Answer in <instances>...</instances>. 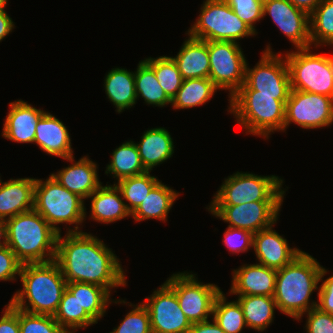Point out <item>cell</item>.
Wrapping results in <instances>:
<instances>
[{"instance_id": "cell-18", "label": "cell", "mask_w": 333, "mask_h": 333, "mask_svg": "<svg viewBox=\"0 0 333 333\" xmlns=\"http://www.w3.org/2000/svg\"><path fill=\"white\" fill-rule=\"evenodd\" d=\"M63 160L71 162V165L50 174L70 192L86 200L103 184L99 180L98 164L90 160V157L83 156L76 161L74 156H72Z\"/></svg>"}, {"instance_id": "cell-6", "label": "cell", "mask_w": 333, "mask_h": 333, "mask_svg": "<svg viewBox=\"0 0 333 333\" xmlns=\"http://www.w3.org/2000/svg\"><path fill=\"white\" fill-rule=\"evenodd\" d=\"M34 209L58 234L62 231L60 224H66V233L82 232L87 217L85 200L63 187L51 174L45 180L36 178Z\"/></svg>"}, {"instance_id": "cell-3", "label": "cell", "mask_w": 333, "mask_h": 333, "mask_svg": "<svg viewBox=\"0 0 333 333\" xmlns=\"http://www.w3.org/2000/svg\"><path fill=\"white\" fill-rule=\"evenodd\" d=\"M19 279L23 288L9 303L28 313L54 316L67 284L58 263L22 264Z\"/></svg>"}, {"instance_id": "cell-12", "label": "cell", "mask_w": 333, "mask_h": 333, "mask_svg": "<svg viewBox=\"0 0 333 333\" xmlns=\"http://www.w3.org/2000/svg\"><path fill=\"white\" fill-rule=\"evenodd\" d=\"M271 44L262 51L253 68L246 64L245 83L238 90H256L258 94L289 95L291 91L286 58L281 52H273Z\"/></svg>"}, {"instance_id": "cell-15", "label": "cell", "mask_w": 333, "mask_h": 333, "mask_svg": "<svg viewBox=\"0 0 333 333\" xmlns=\"http://www.w3.org/2000/svg\"><path fill=\"white\" fill-rule=\"evenodd\" d=\"M149 311L152 333H187L192 323L180 308L175 291L164 282L142 302Z\"/></svg>"}, {"instance_id": "cell-38", "label": "cell", "mask_w": 333, "mask_h": 333, "mask_svg": "<svg viewBox=\"0 0 333 333\" xmlns=\"http://www.w3.org/2000/svg\"><path fill=\"white\" fill-rule=\"evenodd\" d=\"M115 304H128L132 309L126 313L124 318L109 333H152L150 314L146 306L140 302L138 304L128 303L125 299H113Z\"/></svg>"}, {"instance_id": "cell-24", "label": "cell", "mask_w": 333, "mask_h": 333, "mask_svg": "<svg viewBox=\"0 0 333 333\" xmlns=\"http://www.w3.org/2000/svg\"><path fill=\"white\" fill-rule=\"evenodd\" d=\"M182 43L177 55L171 56L183 79L209 78L208 41L191 37Z\"/></svg>"}, {"instance_id": "cell-20", "label": "cell", "mask_w": 333, "mask_h": 333, "mask_svg": "<svg viewBox=\"0 0 333 333\" xmlns=\"http://www.w3.org/2000/svg\"><path fill=\"white\" fill-rule=\"evenodd\" d=\"M45 110L37 109L22 99L9 103L2 137L17 143H34L36 126Z\"/></svg>"}, {"instance_id": "cell-42", "label": "cell", "mask_w": 333, "mask_h": 333, "mask_svg": "<svg viewBox=\"0 0 333 333\" xmlns=\"http://www.w3.org/2000/svg\"><path fill=\"white\" fill-rule=\"evenodd\" d=\"M306 315L305 332L306 333H333V316L321 311L318 307L310 309L302 314L297 320L301 321Z\"/></svg>"}, {"instance_id": "cell-47", "label": "cell", "mask_w": 333, "mask_h": 333, "mask_svg": "<svg viewBox=\"0 0 333 333\" xmlns=\"http://www.w3.org/2000/svg\"><path fill=\"white\" fill-rule=\"evenodd\" d=\"M15 22L12 20L5 9H0V42L3 41L15 28Z\"/></svg>"}, {"instance_id": "cell-34", "label": "cell", "mask_w": 333, "mask_h": 333, "mask_svg": "<svg viewBox=\"0 0 333 333\" xmlns=\"http://www.w3.org/2000/svg\"><path fill=\"white\" fill-rule=\"evenodd\" d=\"M309 24L311 46L333 48V0H322L309 15Z\"/></svg>"}, {"instance_id": "cell-10", "label": "cell", "mask_w": 333, "mask_h": 333, "mask_svg": "<svg viewBox=\"0 0 333 333\" xmlns=\"http://www.w3.org/2000/svg\"><path fill=\"white\" fill-rule=\"evenodd\" d=\"M196 276L192 271L177 272L165 281L175 291L180 308L191 323L212 318L215 299L222 291L216 284L198 281Z\"/></svg>"}, {"instance_id": "cell-14", "label": "cell", "mask_w": 333, "mask_h": 333, "mask_svg": "<svg viewBox=\"0 0 333 333\" xmlns=\"http://www.w3.org/2000/svg\"><path fill=\"white\" fill-rule=\"evenodd\" d=\"M283 201H255L242 205L207 206L209 213L228 227L247 230L253 234L277 223Z\"/></svg>"}, {"instance_id": "cell-9", "label": "cell", "mask_w": 333, "mask_h": 333, "mask_svg": "<svg viewBox=\"0 0 333 333\" xmlns=\"http://www.w3.org/2000/svg\"><path fill=\"white\" fill-rule=\"evenodd\" d=\"M199 16L185 34L205 41L239 40L257 33L243 22L224 0H204Z\"/></svg>"}, {"instance_id": "cell-13", "label": "cell", "mask_w": 333, "mask_h": 333, "mask_svg": "<svg viewBox=\"0 0 333 333\" xmlns=\"http://www.w3.org/2000/svg\"><path fill=\"white\" fill-rule=\"evenodd\" d=\"M302 129H320L333 124V98L291 89L285 108L284 130L290 124Z\"/></svg>"}, {"instance_id": "cell-40", "label": "cell", "mask_w": 333, "mask_h": 333, "mask_svg": "<svg viewBox=\"0 0 333 333\" xmlns=\"http://www.w3.org/2000/svg\"><path fill=\"white\" fill-rule=\"evenodd\" d=\"M235 14L256 33L255 25L263 20V0H224Z\"/></svg>"}, {"instance_id": "cell-16", "label": "cell", "mask_w": 333, "mask_h": 333, "mask_svg": "<svg viewBox=\"0 0 333 333\" xmlns=\"http://www.w3.org/2000/svg\"><path fill=\"white\" fill-rule=\"evenodd\" d=\"M269 15L294 49L311 47L309 14L289 0H263V17Z\"/></svg>"}, {"instance_id": "cell-44", "label": "cell", "mask_w": 333, "mask_h": 333, "mask_svg": "<svg viewBox=\"0 0 333 333\" xmlns=\"http://www.w3.org/2000/svg\"><path fill=\"white\" fill-rule=\"evenodd\" d=\"M328 272L323 266L321 267L320 282L322 283L317 291V307L333 316V275L324 278Z\"/></svg>"}, {"instance_id": "cell-7", "label": "cell", "mask_w": 333, "mask_h": 333, "mask_svg": "<svg viewBox=\"0 0 333 333\" xmlns=\"http://www.w3.org/2000/svg\"><path fill=\"white\" fill-rule=\"evenodd\" d=\"M276 175L235 172L222 182L208 206L242 205L255 201H283L287 189Z\"/></svg>"}, {"instance_id": "cell-29", "label": "cell", "mask_w": 333, "mask_h": 333, "mask_svg": "<svg viewBox=\"0 0 333 333\" xmlns=\"http://www.w3.org/2000/svg\"><path fill=\"white\" fill-rule=\"evenodd\" d=\"M146 171L135 141L127 140L113 150L111 161L106 165L105 174L112 175V178L118 182Z\"/></svg>"}, {"instance_id": "cell-33", "label": "cell", "mask_w": 333, "mask_h": 333, "mask_svg": "<svg viewBox=\"0 0 333 333\" xmlns=\"http://www.w3.org/2000/svg\"><path fill=\"white\" fill-rule=\"evenodd\" d=\"M53 318L67 332L74 333L78 329H85L97 322L81 307L77 297L67 288L64 290L61 301ZM76 330V331H75Z\"/></svg>"}, {"instance_id": "cell-41", "label": "cell", "mask_w": 333, "mask_h": 333, "mask_svg": "<svg viewBox=\"0 0 333 333\" xmlns=\"http://www.w3.org/2000/svg\"><path fill=\"white\" fill-rule=\"evenodd\" d=\"M224 232L223 243L232 254L247 253L253 249L254 234L243 229L228 227Z\"/></svg>"}, {"instance_id": "cell-45", "label": "cell", "mask_w": 333, "mask_h": 333, "mask_svg": "<svg viewBox=\"0 0 333 333\" xmlns=\"http://www.w3.org/2000/svg\"><path fill=\"white\" fill-rule=\"evenodd\" d=\"M0 317V333H20L19 309L13 307L9 302L2 310Z\"/></svg>"}, {"instance_id": "cell-48", "label": "cell", "mask_w": 333, "mask_h": 333, "mask_svg": "<svg viewBox=\"0 0 333 333\" xmlns=\"http://www.w3.org/2000/svg\"><path fill=\"white\" fill-rule=\"evenodd\" d=\"M295 7L307 12L309 15L322 0H289Z\"/></svg>"}, {"instance_id": "cell-17", "label": "cell", "mask_w": 333, "mask_h": 333, "mask_svg": "<svg viewBox=\"0 0 333 333\" xmlns=\"http://www.w3.org/2000/svg\"><path fill=\"white\" fill-rule=\"evenodd\" d=\"M273 226L254 234L253 250L259 264L279 270L290 264L303 251L290 247L287 239L276 232Z\"/></svg>"}, {"instance_id": "cell-1", "label": "cell", "mask_w": 333, "mask_h": 333, "mask_svg": "<svg viewBox=\"0 0 333 333\" xmlns=\"http://www.w3.org/2000/svg\"><path fill=\"white\" fill-rule=\"evenodd\" d=\"M103 240L90 232L58 234L55 261L67 283L84 282L105 288L127 286L120 259Z\"/></svg>"}, {"instance_id": "cell-39", "label": "cell", "mask_w": 333, "mask_h": 333, "mask_svg": "<svg viewBox=\"0 0 333 333\" xmlns=\"http://www.w3.org/2000/svg\"><path fill=\"white\" fill-rule=\"evenodd\" d=\"M20 333H67L50 315L32 314L19 309Z\"/></svg>"}, {"instance_id": "cell-25", "label": "cell", "mask_w": 333, "mask_h": 333, "mask_svg": "<svg viewBox=\"0 0 333 333\" xmlns=\"http://www.w3.org/2000/svg\"><path fill=\"white\" fill-rule=\"evenodd\" d=\"M135 144L144 168L150 172L172 158L175 150L173 137L164 127L145 130L140 141Z\"/></svg>"}, {"instance_id": "cell-31", "label": "cell", "mask_w": 333, "mask_h": 333, "mask_svg": "<svg viewBox=\"0 0 333 333\" xmlns=\"http://www.w3.org/2000/svg\"><path fill=\"white\" fill-rule=\"evenodd\" d=\"M218 90L210 78L185 79L171 105L174 110L198 107L208 103Z\"/></svg>"}, {"instance_id": "cell-21", "label": "cell", "mask_w": 333, "mask_h": 333, "mask_svg": "<svg viewBox=\"0 0 333 333\" xmlns=\"http://www.w3.org/2000/svg\"><path fill=\"white\" fill-rule=\"evenodd\" d=\"M68 127L50 112H45L39 119L34 143L49 154L62 159L74 156Z\"/></svg>"}, {"instance_id": "cell-43", "label": "cell", "mask_w": 333, "mask_h": 333, "mask_svg": "<svg viewBox=\"0 0 333 333\" xmlns=\"http://www.w3.org/2000/svg\"><path fill=\"white\" fill-rule=\"evenodd\" d=\"M21 267L22 263L8 246L0 248V281H16Z\"/></svg>"}, {"instance_id": "cell-4", "label": "cell", "mask_w": 333, "mask_h": 333, "mask_svg": "<svg viewBox=\"0 0 333 333\" xmlns=\"http://www.w3.org/2000/svg\"><path fill=\"white\" fill-rule=\"evenodd\" d=\"M289 95L258 94L256 90H237L229 98L227 110L247 134L269 139L283 132L286 101Z\"/></svg>"}, {"instance_id": "cell-27", "label": "cell", "mask_w": 333, "mask_h": 333, "mask_svg": "<svg viewBox=\"0 0 333 333\" xmlns=\"http://www.w3.org/2000/svg\"><path fill=\"white\" fill-rule=\"evenodd\" d=\"M181 193L167 186L160 180L150 191L144 201L131 213L135 222L148 219L167 221L168 213L172 209Z\"/></svg>"}, {"instance_id": "cell-8", "label": "cell", "mask_w": 333, "mask_h": 333, "mask_svg": "<svg viewBox=\"0 0 333 333\" xmlns=\"http://www.w3.org/2000/svg\"><path fill=\"white\" fill-rule=\"evenodd\" d=\"M311 49L312 46L284 54L291 89L333 98V55L313 53Z\"/></svg>"}, {"instance_id": "cell-49", "label": "cell", "mask_w": 333, "mask_h": 333, "mask_svg": "<svg viewBox=\"0 0 333 333\" xmlns=\"http://www.w3.org/2000/svg\"><path fill=\"white\" fill-rule=\"evenodd\" d=\"M7 245V224L6 220L0 219V248Z\"/></svg>"}, {"instance_id": "cell-23", "label": "cell", "mask_w": 333, "mask_h": 333, "mask_svg": "<svg viewBox=\"0 0 333 333\" xmlns=\"http://www.w3.org/2000/svg\"><path fill=\"white\" fill-rule=\"evenodd\" d=\"M90 219L102 224H110L131 217L122 194L116 184L100 185L90 195Z\"/></svg>"}, {"instance_id": "cell-50", "label": "cell", "mask_w": 333, "mask_h": 333, "mask_svg": "<svg viewBox=\"0 0 333 333\" xmlns=\"http://www.w3.org/2000/svg\"><path fill=\"white\" fill-rule=\"evenodd\" d=\"M8 5V0H0V9H5Z\"/></svg>"}, {"instance_id": "cell-28", "label": "cell", "mask_w": 333, "mask_h": 333, "mask_svg": "<svg viewBox=\"0 0 333 333\" xmlns=\"http://www.w3.org/2000/svg\"><path fill=\"white\" fill-rule=\"evenodd\" d=\"M248 328L257 332L265 331L274 322L275 309L278 310L273 296L237 295Z\"/></svg>"}, {"instance_id": "cell-2", "label": "cell", "mask_w": 333, "mask_h": 333, "mask_svg": "<svg viewBox=\"0 0 333 333\" xmlns=\"http://www.w3.org/2000/svg\"><path fill=\"white\" fill-rule=\"evenodd\" d=\"M321 265L303 251L290 264L277 270L274 300L278 310L294 320L317 307L311 299L320 283Z\"/></svg>"}, {"instance_id": "cell-46", "label": "cell", "mask_w": 333, "mask_h": 333, "mask_svg": "<svg viewBox=\"0 0 333 333\" xmlns=\"http://www.w3.org/2000/svg\"><path fill=\"white\" fill-rule=\"evenodd\" d=\"M189 333H226L213 319L192 323Z\"/></svg>"}, {"instance_id": "cell-36", "label": "cell", "mask_w": 333, "mask_h": 333, "mask_svg": "<svg viewBox=\"0 0 333 333\" xmlns=\"http://www.w3.org/2000/svg\"><path fill=\"white\" fill-rule=\"evenodd\" d=\"M227 300L225 293L221 291L213 305L212 319H214L226 333H241L243 329L248 328L242 307L237 300Z\"/></svg>"}, {"instance_id": "cell-26", "label": "cell", "mask_w": 333, "mask_h": 333, "mask_svg": "<svg viewBox=\"0 0 333 333\" xmlns=\"http://www.w3.org/2000/svg\"><path fill=\"white\" fill-rule=\"evenodd\" d=\"M103 88L109 101L116 107V113L129 110L137 103L134 71L115 67L104 76Z\"/></svg>"}, {"instance_id": "cell-30", "label": "cell", "mask_w": 333, "mask_h": 333, "mask_svg": "<svg viewBox=\"0 0 333 333\" xmlns=\"http://www.w3.org/2000/svg\"><path fill=\"white\" fill-rule=\"evenodd\" d=\"M66 288L78 299L81 307L98 323L105 316L106 310L112 304L111 294L103 287L84 283L70 282Z\"/></svg>"}, {"instance_id": "cell-32", "label": "cell", "mask_w": 333, "mask_h": 333, "mask_svg": "<svg viewBox=\"0 0 333 333\" xmlns=\"http://www.w3.org/2000/svg\"><path fill=\"white\" fill-rule=\"evenodd\" d=\"M134 78L137 100L141 97L145 104L153 107L162 108L171 105V100L158 83L154 69L145 60L139 61L134 71Z\"/></svg>"}, {"instance_id": "cell-19", "label": "cell", "mask_w": 333, "mask_h": 333, "mask_svg": "<svg viewBox=\"0 0 333 333\" xmlns=\"http://www.w3.org/2000/svg\"><path fill=\"white\" fill-rule=\"evenodd\" d=\"M230 295L274 296L277 270L254 263L232 270Z\"/></svg>"}, {"instance_id": "cell-11", "label": "cell", "mask_w": 333, "mask_h": 333, "mask_svg": "<svg viewBox=\"0 0 333 333\" xmlns=\"http://www.w3.org/2000/svg\"><path fill=\"white\" fill-rule=\"evenodd\" d=\"M209 78L230 98L244 83L247 60L239 43L208 41Z\"/></svg>"}, {"instance_id": "cell-5", "label": "cell", "mask_w": 333, "mask_h": 333, "mask_svg": "<svg viewBox=\"0 0 333 333\" xmlns=\"http://www.w3.org/2000/svg\"><path fill=\"white\" fill-rule=\"evenodd\" d=\"M7 245L22 263L55 260L58 233L35 210L6 220Z\"/></svg>"}, {"instance_id": "cell-35", "label": "cell", "mask_w": 333, "mask_h": 333, "mask_svg": "<svg viewBox=\"0 0 333 333\" xmlns=\"http://www.w3.org/2000/svg\"><path fill=\"white\" fill-rule=\"evenodd\" d=\"M160 180L150 171L114 182L119 188L127 209L132 213ZM129 202V203H128Z\"/></svg>"}, {"instance_id": "cell-37", "label": "cell", "mask_w": 333, "mask_h": 333, "mask_svg": "<svg viewBox=\"0 0 333 333\" xmlns=\"http://www.w3.org/2000/svg\"><path fill=\"white\" fill-rule=\"evenodd\" d=\"M144 60L154 69L158 83L172 100L180 89L184 79L171 56L148 57Z\"/></svg>"}, {"instance_id": "cell-22", "label": "cell", "mask_w": 333, "mask_h": 333, "mask_svg": "<svg viewBox=\"0 0 333 333\" xmlns=\"http://www.w3.org/2000/svg\"><path fill=\"white\" fill-rule=\"evenodd\" d=\"M2 181L0 176V219L7 220L34 209L36 178Z\"/></svg>"}]
</instances>
